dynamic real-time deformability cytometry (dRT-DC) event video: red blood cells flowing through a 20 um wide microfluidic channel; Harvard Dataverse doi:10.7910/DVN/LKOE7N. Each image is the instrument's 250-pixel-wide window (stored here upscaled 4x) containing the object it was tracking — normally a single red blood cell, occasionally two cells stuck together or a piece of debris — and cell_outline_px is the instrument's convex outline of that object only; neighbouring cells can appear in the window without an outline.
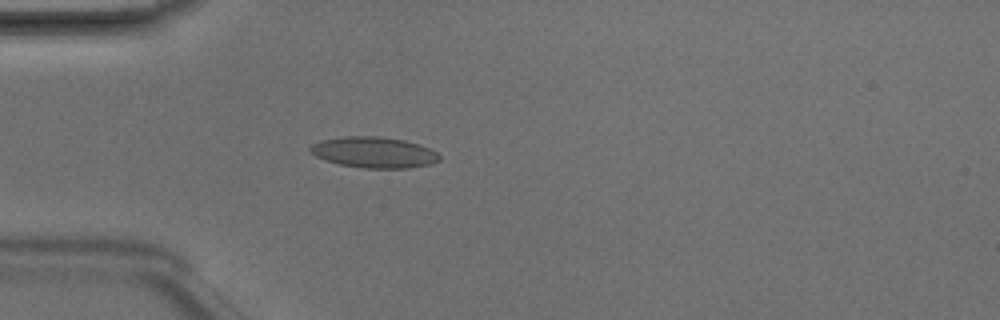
{"species": "Egyptian fruit bat (a non-hibernating species)", "species_latin": "Rousettus aegyptiacus", "temperature_condition": "room temperature", "stored_images_in_passage": 4, "camera_frame_rate_fps": 3000, "um_per_image_px": 0.085, "animal": {"sex": "male"}, "frame": {"image": 1, "passage_image": 4, "time_ms": 1.0, "image_size_px": [1000, 320], "cell_outline_px": [[440, 160], [432, 164], [408, 168], [364, 168], [340, 164], [324, 160], [316, 156], [308, 148], [312, 144], [320, 140], [348, 136], [376, 136], [404, 140], [420, 144], [436, 152], [440, 156]], "centroid_in_image_um": [31.79, 12.95], "position_along_channel_um": 53.2, "area_um2": 23.24}}